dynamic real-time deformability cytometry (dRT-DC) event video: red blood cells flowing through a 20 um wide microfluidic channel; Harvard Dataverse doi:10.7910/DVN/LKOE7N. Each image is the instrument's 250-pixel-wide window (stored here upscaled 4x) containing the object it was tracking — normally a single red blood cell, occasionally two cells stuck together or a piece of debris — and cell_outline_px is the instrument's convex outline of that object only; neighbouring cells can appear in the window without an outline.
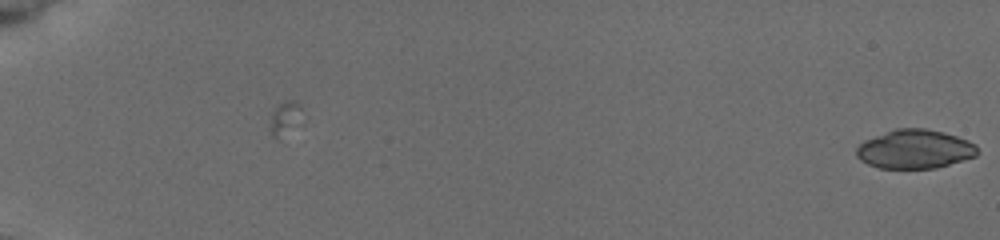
{"species": "common noctule bat (a hibernating species)", "species_latin": "Nyctalus noctula", "temperature_condition": "cold", "stored_images_in_passage": 6, "segment_of_instrument_passage": [2, 2], "camera_frame_rate_fps": 3000, "um_per_image_px": 0.085, "animal": {"sex": "female", "body_mass_g": 19.5, "forearm_length_mm": 54.1}, "frame": {"image": 1, "passage_image": 6, "time_ms": 6.667, "image_size_px": [1000, 240], "cell_outline_px": [[980, 152], [976, 156], [936, 168], [880, 168], [868, 164], [860, 160], [856, 156], [856, 148], [864, 140], [896, 128], [924, 128], [944, 132], [968, 140], [976, 144]], "centroid_in_image_um": [77.77, 12.67], "position_along_channel_um": 7.2, "area_um2": 27.51}}